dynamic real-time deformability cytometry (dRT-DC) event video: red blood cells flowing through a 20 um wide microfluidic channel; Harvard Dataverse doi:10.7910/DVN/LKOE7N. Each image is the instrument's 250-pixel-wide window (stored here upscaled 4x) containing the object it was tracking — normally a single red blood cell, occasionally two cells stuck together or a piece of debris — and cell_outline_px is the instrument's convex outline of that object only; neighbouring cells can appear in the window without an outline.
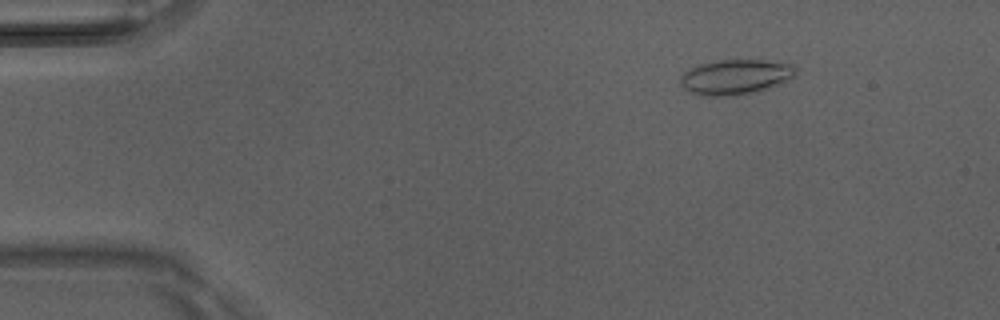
{"species": "Egyptian fruit bat (a non-hibernating species)", "species_latin": "Rousettus aegyptiacus", "temperature_condition": "room temperature", "stored_images_in_passage": 9, "camera_frame_rate_fps": 3000, "um_per_image_px": 0.085, "animal": {"sex": "male"}, "frame": {"image": 1, "passage_image": 7, "time_ms": 2.0, "image_size_px": [1000, 320], "cell_outline_px": [[796, 76], [772, 88], [756, 92], [732, 96], [708, 96], [692, 92], [684, 88], [680, 84], [680, 76], [684, 72], [700, 64], [716, 60], [764, 60], [792, 64], [796, 68]], "centroid_in_image_um": [62.56, 6.54], "position_along_channel_um": 22.4, "area_um2": 23.7}}